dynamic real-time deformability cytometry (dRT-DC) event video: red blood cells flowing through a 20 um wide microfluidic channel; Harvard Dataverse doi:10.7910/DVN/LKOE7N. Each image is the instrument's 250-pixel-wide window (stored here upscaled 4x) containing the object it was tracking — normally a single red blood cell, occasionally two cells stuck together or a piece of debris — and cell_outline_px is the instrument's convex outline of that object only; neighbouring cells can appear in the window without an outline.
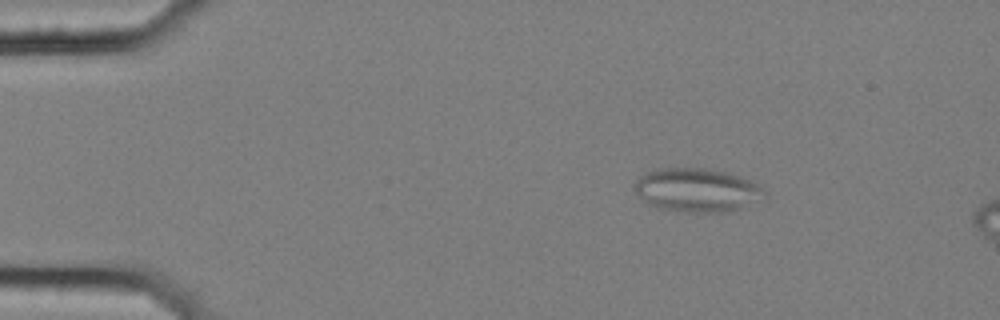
{"species": "common noctule bat (a hibernating species)", "species_latin": "Nyctalus noctula", "temperature_condition": "cold", "stored_images_in_passage": 11, "camera_frame_rate_fps": 3000, "um_per_image_px": 0.085, "animal": {"sex": "female", "body_mass_g": 25.1}, "frame": {"image": 1, "passage_image": 4, "time_ms": 1.0, "image_size_px": [1000, 320], "cell_outline_px": [[764, 192], [740, 208], [716, 212], [688, 212], [660, 208], [648, 204], [632, 188], [632, 184], [640, 176], [648, 172], [660, 168], [704, 168], [728, 172], [748, 180], [756, 184]], "centroid_in_image_um": [59.1, 16.13], "position_along_channel_um": 25.9, "area_um2": 32.08}}